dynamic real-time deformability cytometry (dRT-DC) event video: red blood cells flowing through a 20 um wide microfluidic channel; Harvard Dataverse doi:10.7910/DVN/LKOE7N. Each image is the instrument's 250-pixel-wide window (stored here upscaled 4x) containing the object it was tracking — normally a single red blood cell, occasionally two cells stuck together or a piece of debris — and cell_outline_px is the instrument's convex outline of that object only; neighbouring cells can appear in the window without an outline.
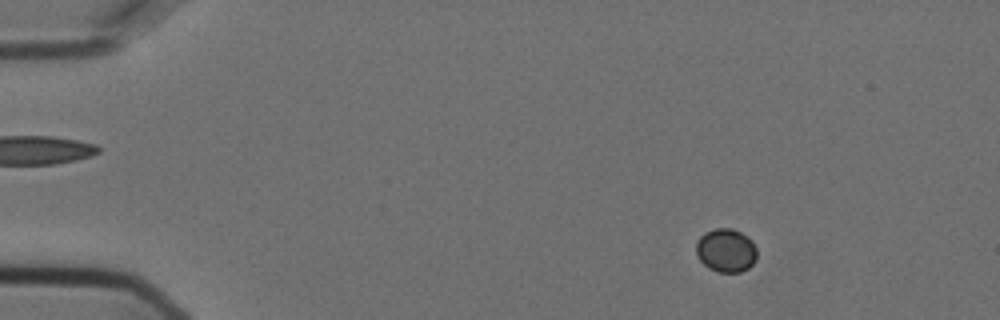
{"species": "Egyptian fruit bat (a non-hibernating species)", "species_latin": "Rousettus aegyptiacus", "temperature_condition": "cold", "stored_images_in_passage": 57, "camera_frame_rate_fps": 3000, "um_per_image_px": 0.085, "animal": {"sex": "female"}, "frame": {"image": 1, "passage_image": 8, "time_ms": 2.333, "image_size_px": [1000, 320], "cell_outline_px": [[756, 260], [748, 268], [740, 272], [716, 272], [708, 268], [696, 256], [696, 244], [700, 236], [704, 232], [716, 228], [732, 228], [748, 236], [752, 240], [756, 248]], "centroid_in_image_um": [61.7, 21.28], "position_along_channel_um": 23.3, "area_um2": 15.61}}
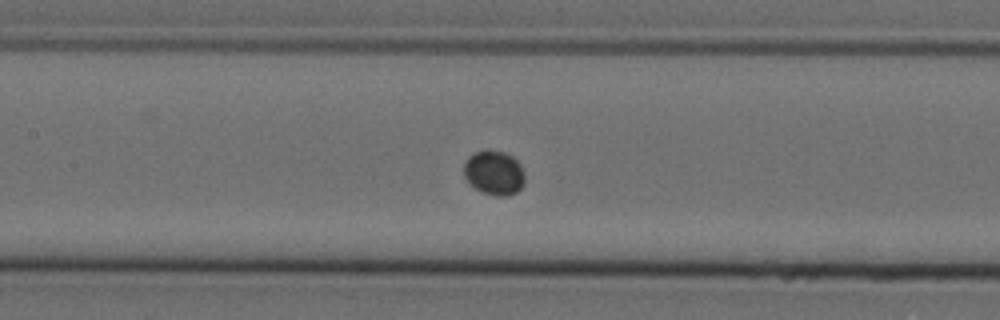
{"frame": {"image": 2, "passage_image": 27, "time_ms": 8.667, "image_size_px": [1000, 320], "cell_outline_px": [[524, 184], [516, 192], [508, 196], [496, 196], [484, 192], [476, 188], [464, 176], [464, 164], [468, 156], [476, 152], [488, 148], [504, 152], [512, 156], [520, 164], [524, 172]], "centroid_in_image_um": [42.01, 14.66], "position_along_channel_um": 165.4, "area_um2": 15.78}}
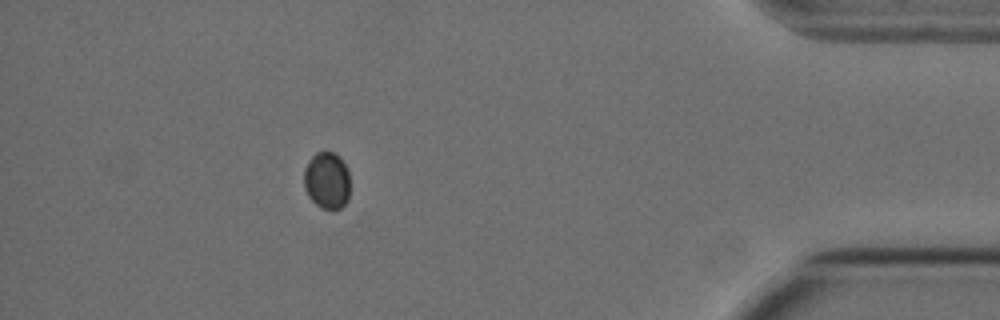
{"frame": {"image": 3, "passage_image": 51, "time_ms": 16.667, "image_size_px": [1000, 320], "cell_outline_px": [[348, 200], [340, 208], [320, 208], [308, 196], [304, 188], [304, 168], [308, 160], [316, 152], [332, 152], [340, 156], [348, 168]], "centroid_in_image_um": [27.77, 15.31], "position_along_channel_um": 407.4, "area_um2": 15.32}}